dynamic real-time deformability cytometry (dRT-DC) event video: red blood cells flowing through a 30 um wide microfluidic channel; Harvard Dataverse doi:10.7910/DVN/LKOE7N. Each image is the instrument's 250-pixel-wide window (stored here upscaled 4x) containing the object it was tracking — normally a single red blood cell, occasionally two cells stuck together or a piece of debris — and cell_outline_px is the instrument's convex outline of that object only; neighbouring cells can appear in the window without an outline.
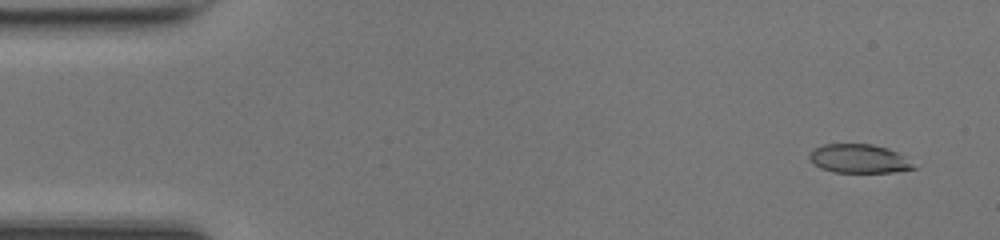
{"species": "common noctule bat (a hibernating species)", "species_latin": "Nyctalus noctula", "temperature_condition": "room temperature", "stored_images_in_passage": 49, "camera_frame_rate_fps": 3000, "um_per_image_px": 0.085, "animal": {"sex": "female", "body_mass_g": 17.0, "forearm_length_mm": 48.0}, "frame": {"image": 1, "passage_image": 3, "time_ms": 0.667, "image_size_px": [1000, 240], "cell_outline_px": [[916, 168], [892, 172], [832, 172], [820, 168], [808, 156], [816, 148], [824, 144], [872, 144], [888, 148], [896, 152], [912, 164]], "centroid_in_image_um": [72.99, 13.49], "position_along_channel_um": 12.0, "area_um2": 17.05}}
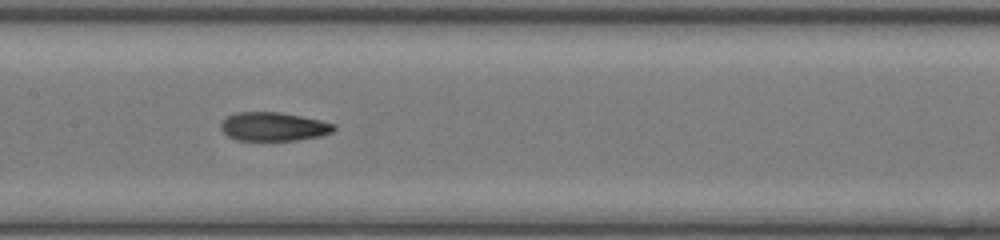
{"frame": {"image": 2, "passage_image": 24, "time_ms": 7.667, "image_size_px": [1000, 240], "cell_outline_px": [[336, 128], [332, 132], [320, 136], [296, 140], [236, 140], [228, 136], [220, 128], [220, 124], [228, 116], [236, 112], [280, 112], [320, 120], [336, 124]], "centroid_in_image_um": [23.25, 10.76], "position_along_channel_um": 184.1, "area_um2": 18.84}}
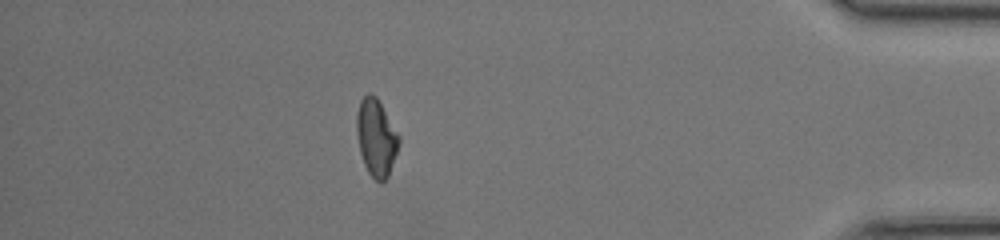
{"frame": {"image": 3, "passage_image": 43, "time_ms": 14.0, "image_size_px": [1000, 240], "cell_outline_px": [[400, 144], [388, 176], [380, 184], [368, 172], [364, 164], [360, 152], [356, 132], [356, 112], [360, 100], [368, 92], [372, 92], [376, 96], [400, 136]], "centroid_in_image_um": [31.97, 11.67], "position_along_channel_um": 403.2, "area_um2": 19.13}, "authors_computed_cell_mechanics": {"area_um2": 18.7272, "velocity_mm_per_s": 4.2464, "shape_relaxation_time_tau1_ms": null, "shape_relaxation_time_tau2_ms": 2.1698, "deformation_change_tau1": null, "deformation_change_tau2": 0.0831}}